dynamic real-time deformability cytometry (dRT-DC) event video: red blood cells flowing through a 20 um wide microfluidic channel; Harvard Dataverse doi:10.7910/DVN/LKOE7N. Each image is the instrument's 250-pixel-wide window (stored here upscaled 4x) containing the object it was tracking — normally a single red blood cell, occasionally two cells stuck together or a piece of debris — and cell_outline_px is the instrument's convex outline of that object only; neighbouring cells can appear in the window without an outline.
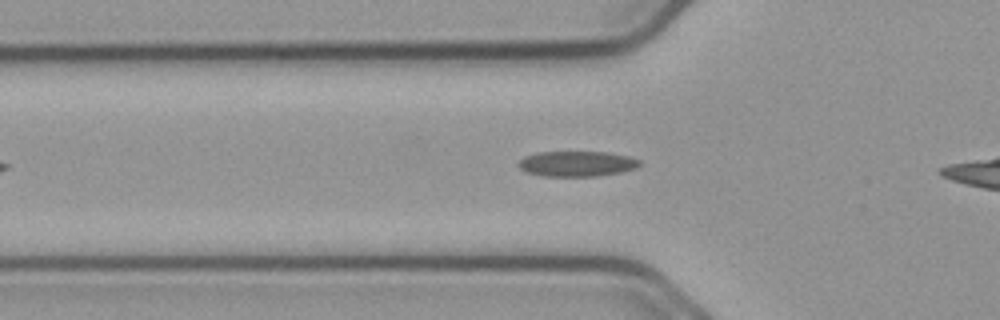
{"species": "common noctule bat (a hibernating species)", "species_latin": "Nyctalus noctula", "temperature_condition": "cold", "stored_images_in_passage": 30, "camera_frame_rate_fps": 3000, "um_per_image_px": 0.085, "animal": {"sex": "male", "body_mass_g": 23.1, "forearm_length_mm": 52.7}, "frame": {"image": 1, "passage_image": 3, "time_ms": 0.667, "image_size_px": [1000, 320], "cell_outline_px": [[640, 164], [636, 168], [620, 172], [596, 176], [544, 176], [524, 172], [516, 164], [524, 156], [536, 152], [608, 152], [628, 156], [640, 160]], "centroid_in_image_um": [48.99, 13.91], "position_along_channel_um": 76.8, "area_um2": 17.98}}
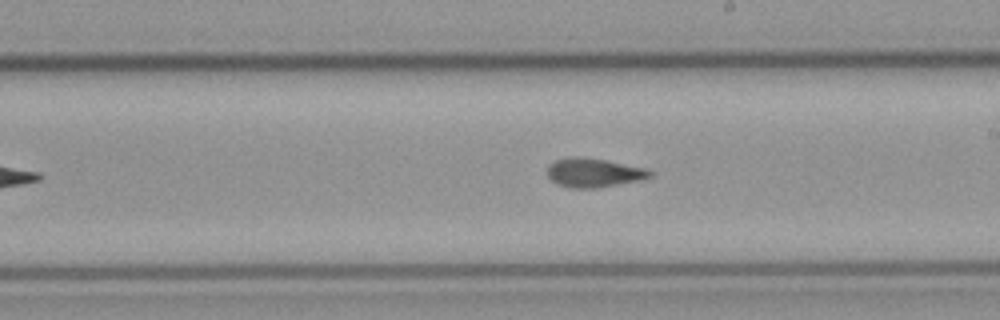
{"frame": {"image": 2, "passage_image": 16, "time_ms": 5.0, "image_size_px": [1000, 320], "cell_outline_px": [[652, 176], [636, 180], [600, 188], [572, 188], [556, 184], [548, 176], [548, 164], [556, 160], [572, 156], [576, 156], [604, 160], [644, 168], [652, 172]], "centroid_in_image_um": [50.41, 14.68], "position_along_channel_um": 238.6, "area_um2": 17.05}}
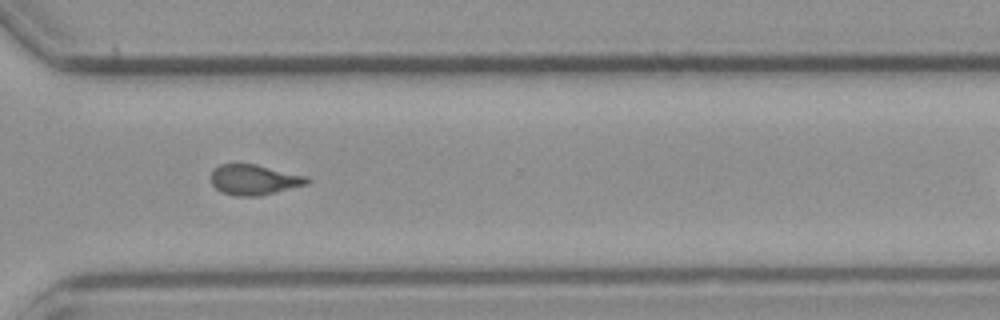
{"frame": {"image": 3, "passage_image": 25, "time_ms": 8.0, "image_size_px": [1000, 320], "cell_outline_px": [[312, 180], [308, 184], [260, 196], [236, 196], [224, 192], [216, 188], [212, 184], [212, 172], [220, 164], [256, 164], [308, 176]], "centroid_in_image_um": [21.67, 15.27], "position_along_channel_um": 348.9, "area_um2": 16.94}}